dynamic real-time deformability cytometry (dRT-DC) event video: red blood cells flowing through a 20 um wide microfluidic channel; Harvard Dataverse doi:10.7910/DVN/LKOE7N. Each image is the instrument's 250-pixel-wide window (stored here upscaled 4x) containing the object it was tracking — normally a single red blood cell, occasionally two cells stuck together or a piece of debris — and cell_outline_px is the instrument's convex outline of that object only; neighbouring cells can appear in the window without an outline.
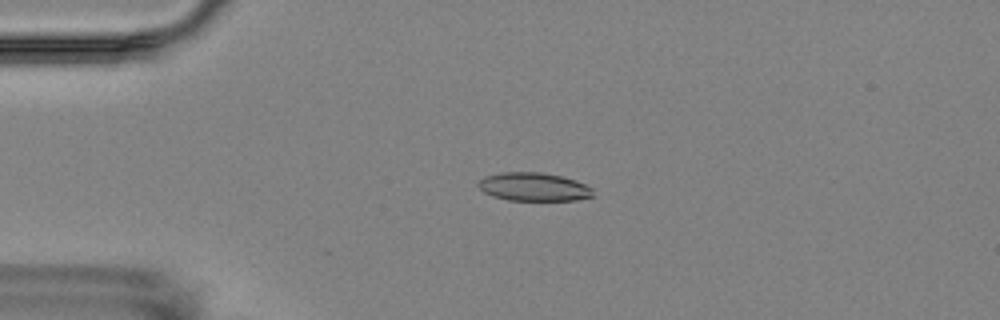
{"species": "Egyptian fruit bat (a non-hibernating species)", "species_latin": "Rousettus aegyptiacus", "temperature_condition": "room temperature", "stored_images_in_passage": 4, "camera_frame_rate_fps": 3000, "um_per_image_px": 0.085, "animal": {"sex": "female"}, "frame": {"image": 1, "passage_image": 3, "time_ms": 3.333, "image_size_px": [1000, 320], "cell_outline_px": [[596, 196], [576, 200], [508, 200], [492, 196], [484, 192], [476, 184], [484, 176], [504, 172], [540, 172], [560, 176], [576, 180], [588, 184], [592, 188]], "centroid_in_image_um": [45.41, 15.88], "position_along_channel_um": 39.6, "area_um2": 19.13}}